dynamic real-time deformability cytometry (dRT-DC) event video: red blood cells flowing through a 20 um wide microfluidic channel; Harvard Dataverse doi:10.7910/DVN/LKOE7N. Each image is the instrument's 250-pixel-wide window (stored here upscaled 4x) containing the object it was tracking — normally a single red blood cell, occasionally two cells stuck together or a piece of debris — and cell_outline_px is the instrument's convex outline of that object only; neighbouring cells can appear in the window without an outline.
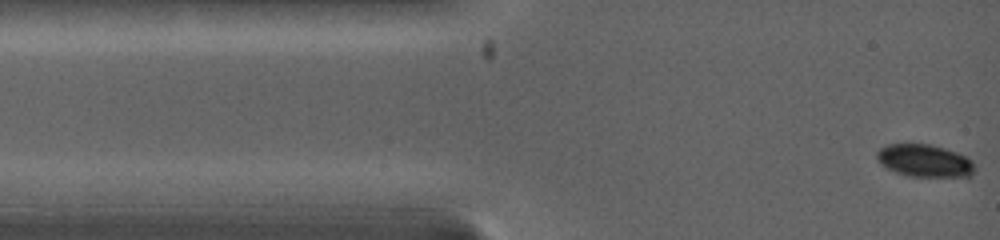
{"species": "common noctule bat (a hibernating species)", "species_latin": "Nyctalus noctula", "temperature_condition": "warm", "stored_images_in_passage": 5, "camera_frame_rate_fps": 5000, "um_per_image_px": 0.085, "animal": {"sex": "female", "body_mass_g": 19.0, "forearm_length_mm": 53.3}, "frame": {"image": 1, "passage_image": 1, "time_ms": 0.0, "image_size_px": [1000, 240], "cell_outline_px": [[976, 168], [972, 176], [968, 180], [904, 176], [880, 164], [876, 156], [876, 152], [880, 148], [888, 144], [928, 144], [944, 148], [956, 152], [972, 160]], "centroid_in_image_um": [78.68, 13.73], "position_along_channel_um": 6.3, "area_um2": 19.48}}